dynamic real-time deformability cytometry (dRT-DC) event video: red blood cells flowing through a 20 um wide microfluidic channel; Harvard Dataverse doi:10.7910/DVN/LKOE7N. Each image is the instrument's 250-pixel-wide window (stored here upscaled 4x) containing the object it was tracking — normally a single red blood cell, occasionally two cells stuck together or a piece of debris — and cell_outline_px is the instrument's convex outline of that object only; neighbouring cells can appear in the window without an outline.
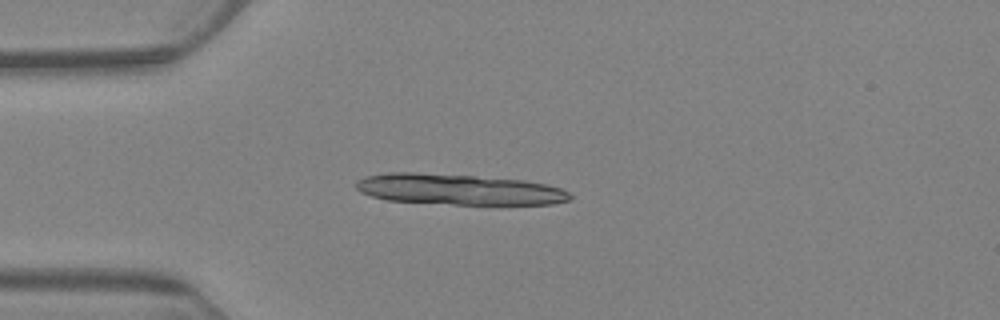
{"species": "Egyptian fruit bat (a non-hibernating species)", "species_latin": "Rousettus aegyptiacus", "temperature_condition": "warm", "stored_images_in_passage": 3, "camera_frame_rate_fps": 3000, "um_per_image_px": 0.085, "animal": {"sex": "female"}, "frame": {"image": 1, "passage_image": 1, "time_ms": 0.0, "image_size_px": [1000, 320], "cell_outline_px": [[572, 196], [568, 200], [552, 204], [452, 204], [388, 200], [372, 196], [360, 192], [356, 188], [356, 180], [364, 176], [388, 172], [416, 172], [476, 176], [524, 180], [548, 184], [560, 188], [568, 192]], "centroid_in_image_um": [38.96, 16.09], "position_along_channel_um": 46.0, "area_um2": 38.38}}